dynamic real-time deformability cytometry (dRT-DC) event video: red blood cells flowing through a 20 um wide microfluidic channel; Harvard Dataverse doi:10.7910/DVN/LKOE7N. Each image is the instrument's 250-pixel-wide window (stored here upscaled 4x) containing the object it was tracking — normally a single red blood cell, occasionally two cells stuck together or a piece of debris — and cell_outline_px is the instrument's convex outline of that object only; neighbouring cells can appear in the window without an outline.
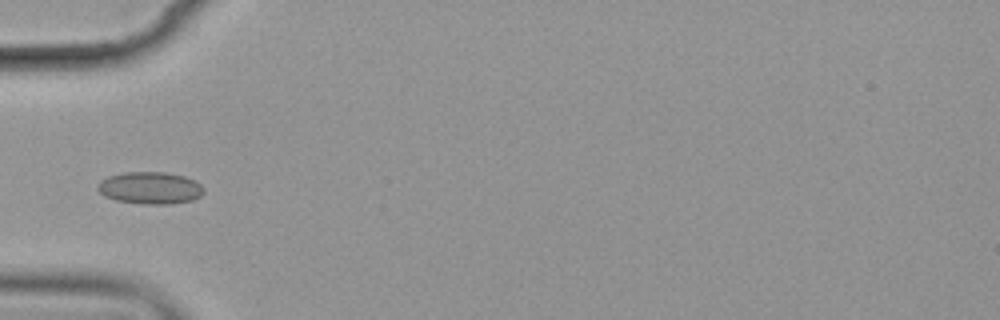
{"species": "common noctule bat (a hibernating species)", "species_latin": "Nyctalus noctula", "temperature_condition": "cold", "stored_images_in_passage": 9, "camera_frame_rate_fps": 3000, "um_per_image_px": 0.085, "animal": {"sex": "female", "body_mass_g": 19.9}, "frame": {"image": 1, "passage_image": 4, "time_ms": 3.667, "image_size_px": [1000, 320], "cell_outline_px": [[204, 192], [200, 196], [192, 200], [168, 204], [144, 204], [116, 200], [104, 196], [96, 188], [96, 184], [100, 180], [108, 176], [124, 172], [164, 172], [184, 176], [196, 180], [204, 188]], "centroid_in_image_um": [12.74, 15.97], "position_along_channel_um": 72.3, "area_um2": 20.0}}
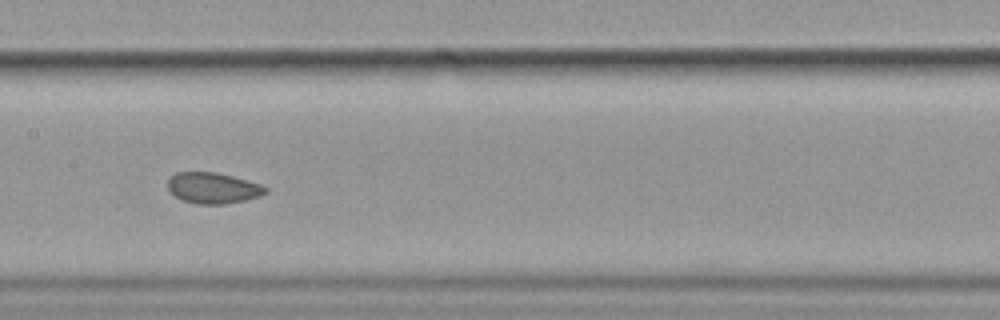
{"frame": {"image": 2, "passage_image": 7, "time_ms": 7.0, "image_size_px": [1000, 320], "cell_outline_px": [[268, 192], [260, 196], [244, 200], [224, 204], [196, 204], [184, 200], [176, 196], [168, 188], [168, 180], [176, 172], [216, 172], [248, 180], [260, 184], [268, 188]], "centroid_in_image_um": [18.13, 15.97], "position_along_channel_um": 189.3, "area_um2": 17.51}}
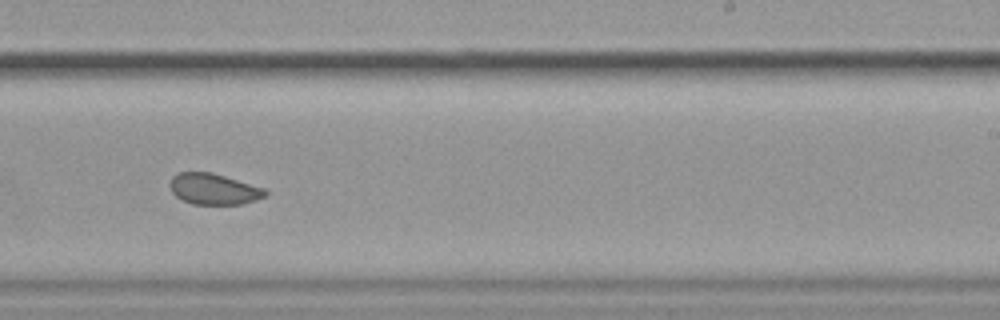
{"frame": {"image": 3, "passage_image": 9, "time_ms": 9.333, "image_size_px": [1000, 320], "cell_outline_px": [[268, 192], [264, 196], [256, 200], [244, 204], [192, 204], [180, 200], [172, 192], [168, 184], [172, 176], [176, 172], [212, 172], [264, 188]], "centroid_in_image_um": [18.12, 16.07], "position_along_channel_um": 270.9, "area_um2": 17.4}}